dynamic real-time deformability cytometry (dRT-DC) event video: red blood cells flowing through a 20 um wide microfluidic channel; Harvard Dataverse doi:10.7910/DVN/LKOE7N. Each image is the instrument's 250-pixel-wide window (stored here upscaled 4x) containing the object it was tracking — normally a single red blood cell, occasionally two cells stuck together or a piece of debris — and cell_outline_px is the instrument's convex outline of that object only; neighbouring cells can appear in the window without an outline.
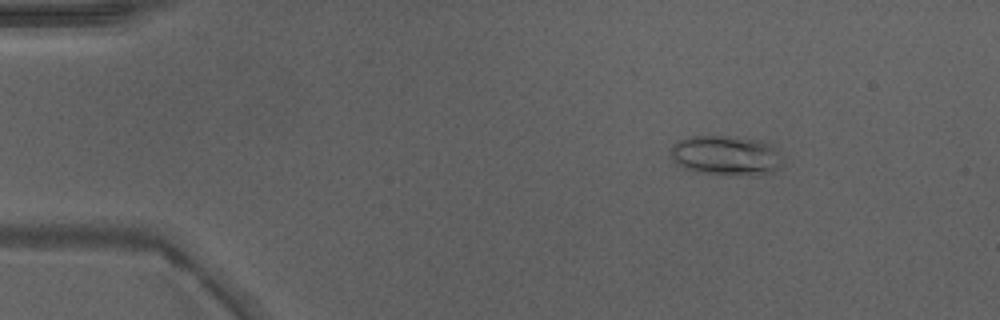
{"species": "Egyptian fruit bat (a non-hibernating species)", "species_latin": "Rousettus aegyptiacus", "temperature_condition": "warm", "stored_images_in_passage": 49, "camera_frame_rate_fps": 3000, "um_per_image_px": 0.085, "animal": {"sex": "male"}, "frame": {"image": 1, "passage_image": 8, "time_ms": 2.333, "image_size_px": [1000, 320], "cell_outline_px": [[784, 164], [772, 172], [756, 176], [752, 176], [692, 172], [684, 168], [672, 160], [672, 148], [680, 140], [692, 136], [736, 136], [756, 140], [768, 144], [776, 152]], "centroid_in_image_um": [61.7, 13.24], "position_along_channel_um": 23.3, "area_um2": 25.78}}
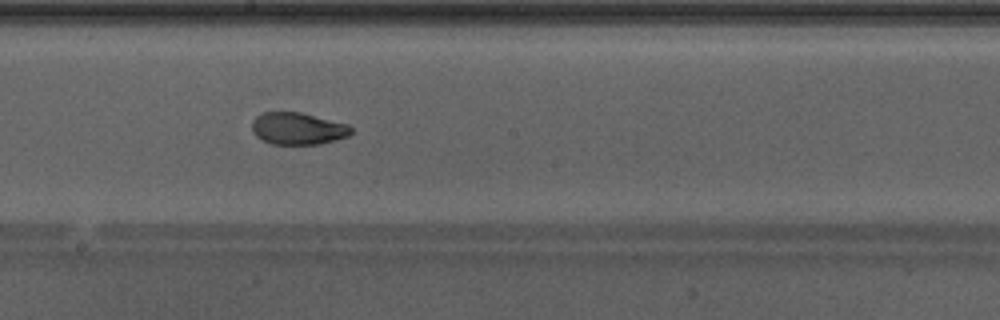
{"frame": {"image": 2, "passage_image": 28, "time_ms": 9.0, "image_size_px": [1000, 320], "cell_outline_px": [[352, 132], [348, 136], [320, 144], [272, 144], [256, 136], [252, 132], [252, 120], [256, 116], [264, 112], [300, 112], [348, 124], [352, 128]], "centroid_in_image_um": [25.31, 10.92], "position_along_channel_um": 222.9, "area_um2": 18.5}, "authors_computed_cell_mechanics": {"area_um2": 20.1144, "velocity_mm_per_s": 4.2935, "shape_relaxation_time_tau1_ms": 4.9218, "shape_relaxation_time_tau2_ms": 0.793, "deformation_change_tau1": 0.1989, "deformation_change_tau2": 0.0479}}